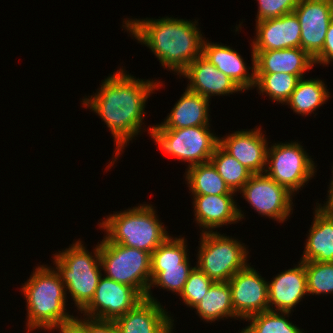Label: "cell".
I'll use <instances>...</instances> for the list:
<instances>
[{
    "label": "cell",
    "mask_w": 333,
    "mask_h": 333,
    "mask_svg": "<svg viewBox=\"0 0 333 333\" xmlns=\"http://www.w3.org/2000/svg\"><path fill=\"white\" fill-rule=\"evenodd\" d=\"M136 79L120 68L103 80L97 94L83 99V105L103 119L116 143L115 156L141 131L145 103L161 82ZM126 145V146H125Z\"/></svg>",
    "instance_id": "cell-1"
},
{
    "label": "cell",
    "mask_w": 333,
    "mask_h": 333,
    "mask_svg": "<svg viewBox=\"0 0 333 333\" xmlns=\"http://www.w3.org/2000/svg\"><path fill=\"white\" fill-rule=\"evenodd\" d=\"M122 25L156 55L162 66L180 75L202 55L203 36L198 21L172 17L129 19ZM197 23V24H196Z\"/></svg>",
    "instance_id": "cell-2"
},
{
    "label": "cell",
    "mask_w": 333,
    "mask_h": 333,
    "mask_svg": "<svg viewBox=\"0 0 333 333\" xmlns=\"http://www.w3.org/2000/svg\"><path fill=\"white\" fill-rule=\"evenodd\" d=\"M21 289L27 303L28 332L37 328L46 331L75 318L65 311L67 292L56 269L37 266Z\"/></svg>",
    "instance_id": "cell-3"
},
{
    "label": "cell",
    "mask_w": 333,
    "mask_h": 333,
    "mask_svg": "<svg viewBox=\"0 0 333 333\" xmlns=\"http://www.w3.org/2000/svg\"><path fill=\"white\" fill-rule=\"evenodd\" d=\"M154 208L152 205L140 204L108 215L99 226L106 230L105 238L109 242L152 254L169 237Z\"/></svg>",
    "instance_id": "cell-4"
},
{
    "label": "cell",
    "mask_w": 333,
    "mask_h": 333,
    "mask_svg": "<svg viewBox=\"0 0 333 333\" xmlns=\"http://www.w3.org/2000/svg\"><path fill=\"white\" fill-rule=\"evenodd\" d=\"M80 240L71 244L66 250L54 254V264L66 291L81 311L93 298L102 275L100 269V244L94 248V256L85 250Z\"/></svg>",
    "instance_id": "cell-5"
},
{
    "label": "cell",
    "mask_w": 333,
    "mask_h": 333,
    "mask_svg": "<svg viewBox=\"0 0 333 333\" xmlns=\"http://www.w3.org/2000/svg\"><path fill=\"white\" fill-rule=\"evenodd\" d=\"M100 263L106 277L135 288L144 298L151 284V254L137 248L100 241Z\"/></svg>",
    "instance_id": "cell-6"
},
{
    "label": "cell",
    "mask_w": 333,
    "mask_h": 333,
    "mask_svg": "<svg viewBox=\"0 0 333 333\" xmlns=\"http://www.w3.org/2000/svg\"><path fill=\"white\" fill-rule=\"evenodd\" d=\"M197 267L214 282H227L246 268L247 247L219 232L201 233Z\"/></svg>",
    "instance_id": "cell-7"
},
{
    "label": "cell",
    "mask_w": 333,
    "mask_h": 333,
    "mask_svg": "<svg viewBox=\"0 0 333 333\" xmlns=\"http://www.w3.org/2000/svg\"><path fill=\"white\" fill-rule=\"evenodd\" d=\"M210 126H194L178 129H148L157 146L170 156L189 162L188 168L209 162L219 137L210 131Z\"/></svg>",
    "instance_id": "cell-8"
},
{
    "label": "cell",
    "mask_w": 333,
    "mask_h": 333,
    "mask_svg": "<svg viewBox=\"0 0 333 333\" xmlns=\"http://www.w3.org/2000/svg\"><path fill=\"white\" fill-rule=\"evenodd\" d=\"M315 167L300 143H275L268 147L264 173L294 195L314 176Z\"/></svg>",
    "instance_id": "cell-9"
},
{
    "label": "cell",
    "mask_w": 333,
    "mask_h": 333,
    "mask_svg": "<svg viewBox=\"0 0 333 333\" xmlns=\"http://www.w3.org/2000/svg\"><path fill=\"white\" fill-rule=\"evenodd\" d=\"M260 215L268 216L279 223L290 217L292 195L287 188L278 184L265 173L253 174L241 188L240 194Z\"/></svg>",
    "instance_id": "cell-10"
},
{
    "label": "cell",
    "mask_w": 333,
    "mask_h": 333,
    "mask_svg": "<svg viewBox=\"0 0 333 333\" xmlns=\"http://www.w3.org/2000/svg\"><path fill=\"white\" fill-rule=\"evenodd\" d=\"M143 299L144 297L135 288L101 276L92 300L81 313L94 319L115 320Z\"/></svg>",
    "instance_id": "cell-11"
},
{
    "label": "cell",
    "mask_w": 333,
    "mask_h": 333,
    "mask_svg": "<svg viewBox=\"0 0 333 333\" xmlns=\"http://www.w3.org/2000/svg\"><path fill=\"white\" fill-rule=\"evenodd\" d=\"M232 305L237 319H244L269 310L268 283L248 265L229 281Z\"/></svg>",
    "instance_id": "cell-12"
},
{
    "label": "cell",
    "mask_w": 333,
    "mask_h": 333,
    "mask_svg": "<svg viewBox=\"0 0 333 333\" xmlns=\"http://www.w3.org/2000/svg\"><path fill=\"white\" fill-rule=\"evenodd\" d=\"M293 12L301 27V48L314 59L322 51L333 20V0H301Z\"/></svg>",
    "instance_id": "cell-13"
},
{
    "label": "cell",
    "mask_w": 333,
    "mask_h": 333,
    "mask_svg": "<svg viewBox=\"0 0 333 333\" xmlns=\"http://www.w3.org/2000/svg\"><path fill=\"white\" fill-rule=\"evenodd\" d=\"M255 39L252 42V66H254L253 51L280 50L301 47V27L294 12L278 18L256 22Z\"/></svg>",
    "instance_id": "cell-14"
},
{
    "label": "cell",
    "mask_w": 333,
    "mask_h": 333,
    "mask_svg": "<svg viewBox=\"0 0 333 333\" xmlns=\"http://www.w3.org/2000/svg\"><path fill=\"white\" fill-rule=\"evenodd\" d=\"M261 128L236 131L219 138V145L253 174L265 172L268 143Z\"/></svg>",
    "instance_id": "cell-15"
},
{
    "label": "cell",
    "mask_w": 333,
    "mask_h": 333,
    "mask_svg": "<svg viewBox=\"0 0 333 333\" xmlns=\"http://www.w3.org/2000/svg\"><path fill=\"white\" fill-rule=\"evenodd\" d=\"M190 81L187 89L210 100L215 94L229 95L243 91L233 80L219 71L202 55L196 58L180 74Z\"/></svg>",
    "instance_id": "cell-16"
},
{
    "label": "cell",
    "mask_w": 333,
    "mask_h": 333,
    "mask_svg": "<svg viewBox=\"0 0 333 333\" xmlns=\"http://www.w3.org/2000/svg\"><path fill=\"white\" fill-rule=\"evenodd\" d=\"M235 195H193L195 220L203 228L202 233L213 232L214 228L244 219L237 207Z\"/></svg>",
    "instance_id": "cell-17"
},
{
    "label": "cell",
    "mask_w": 333,
    "mask_h": 333,
    "mask_svg": "<svg viewBox=\"0 0 333 333\" xmlns=\"http://www.w3.org/2000/svg\"><path fill=\"white\" fill-rule=\"evenodd\" d=\"M267 283L269 310L291 312L308 294L304 261H300L297 267L281 272Z\"/></svg>",
    "instance_id": "cell-18"
},
{
    "label": "cell",
    "mask_w": 333,
    "mask_h": 333,
    "mask_svg": "<svg viewBox=\"0 0 333 333\" xmlns=\"http://www.w3.org/2000/svg\"><path fill=\"white\" fill-rule=\"evenodd\" d=\"M253 54L254 74L287 73L303 78V72L315 64L314 59L301 47L253 51Z\"/></svg>",
    "instance_id": "cell-19"
},
{
    "label": "cell",
    "mask_w": 333,
    "mask_h": 333,
    "mask_svg": "<svg viewBox=\"0 0 333 333\" xmlns=\"http://www.w3.org/2000/svg\"><path fill=\"white\" fill-rule=\"evenodd\" d=\"M202 56L223 74L229 76L243 92L255 86L254 66L251 75L240 54L229 46L203 41ZM247 67V68H246ZM248 73V74H247Z\"/></svg>",
    "instance_id": "cell-20"
},
{
    "label": "cell",
    "mask_w": 333,
    "mask_h": 333,
    "mask_svg": "<svg viewBox=\"0 0 333 333\" xmlns=\"http://www.w3.org/2000/svg\"><path fill=\"white\" fill-rule=\"evenodd\" d=\"M160 302L144 298L114 320L119 333H157L172 317Z\"/></svg>",
    "instance_id": "cell-21"
},
{
    "label": "cell",
    "mask_w": 333,
    "mask_h": 333,
    "mask_svg": "<svg viewBox=\"0 0 333 333\" xmlns=\"http://www.w3.org/2000/svg\"><path fill=\"white\" fill-rule=\"evenodd\" d=\"M183 93L164 122L155 125L157 129L209 126V99L187 88Z\"/></svg>",
    "instance_id": "cell-22"
},
{
    "label": "cell",
    "mask_w": 333,
    "mask_h": 333,
    "mask_svg": "<svg viewBox=\"0 0 333 333\" xmlns=\"http://www.w3.org/2000/svg\"><path fill=\"white\" fill-rule=\"evenodd\" d=\"M314 216L300 261L333 262V213L317 206Z\"/></svg>",
    "instance_id": "cell-23"
},
{
    "label": "cell",
    "mask_w": 333,
    "mask_h": 333,
    "mask_svg": "<svg viewBox=\"0 0 333 333\" xmlns=\"http://www.w3.org/2000/svg\"><path fill=\"white\" fill-rule=\"evenodd\" d=\"M199 317L211 322L228 318H236L229 282H214L205 296L194 307Z\"/></svg>",
    "instance_id": "cell-24"
},
{
    "label": "cell",
    "mask_w": 333,
    "mask_h": 333,
    "mask_svg": "<svg viewBox=\"0 0 333 333\" xmlns=\"http://www.w3.org/2000/svg\"><path fill=\"white\" fill-rule=\"evenodd\" d=\"M192 195H234L223 178L209 162L187 168L185 173Z\"/></svg>",
    "instance_id": "cell-25"
},
{
    "label": "cell",
    "mask_w": 333,
    "mask_h": 333,
    "mask_svg": "<svg viewBox=\"0 0 333 333\" xmlns=\"http://www.w3.org/2000/svg\"><path fill=\"white\" fill-rule=\"evenodd\" d=\"M330 95L321 79L305 80L303 77L299 79L286 105H290L297 114L310 115L324 104Z\"/></svg>",
    "instance_id": "cell-26"
},
{
    "label": "cell",
    "mask_w": 333,
    "mask_h": 333,
    "mask_svg": "<svg viewBox=\"0 0 333 333\" xmlns=\"http://www.w3.org/2000/svg\"><path fill=\"white\" fill-rule=\"evenodd\" d=\"M210 162L230 190L235 193L239 192L253 175L252 172L229 155L220 145L216 147Z\"/></svg>",
    "instance_id": "cell-27"
},
{
    "label": "cell",
    "mask_w": 333,
    "mask_h": 333,
    "mask_svg": "<svg viewBox=\"0 0 333 333\" xmlns=\"http://www.w3.org/2000/svg\"><path fill=\"white\" fill-rule=\"evenodd\" d=\"M255 87L259 93L268 95L271 100L285 104L296 88L299 77L287 73L254 74Z\"/></svg>",
    "instance_id": "cell-28"
},
{
    "label": "cell",
    "mask_w": 333,
    "mask_h": 333,
    "mask_svg": "<svg viewBox=\"0 0 333 333\" xmlns=\"http://www.w3.org/2000/svg\"><path fill=\"white\" fill-rule=\"evenodd\" d=\"M291 312H282L267 310L253 315L246 320L250 325L243 328L240 333H304L299 327L292 324L286 317Z\"/></svg>",
    "instance_id": "cell-29"
},
{
    "label": "cell",
    "mask_w": 333,
    "mask_h": 333,
    "mask_svg": "<svg viewBox=\"0 0 333 333\" xmlns=\"http://www.w3.org/2000/svg\"><path fill=\"white\" fill-rule=\"evenodd\" d=\"M183 237L169 236L151 254V281L162 271V266L179 265L188 257L187 242Z\"/></svg>",
    "instance_id": "cell-30"
},
{
    "label": "cell",
    "mask_w": 333,
    "mask_h": 333,
    "mask_svg": "<svg viewBox=\"0 0 333 333\" xmlns=\"http://www.w3.org/2000/svg\"><path fill=\"white\" fill-rule=\"evenodd\" d=\"M189 256L179 265L162 266V271L151 281L150 289L146 298L157 301L151 291L152 286H159L164 290L172 291L180 295L184 289V285L194 267H190Z\"/></svg>",
    "instance_id": "cell-31"
},
{
    "label": "cell",
    "mask_w": 333,
    "mask_h": 333,
    "mask_svg": "<svg viewBox=\"0 0 333 333\" xmlns=\"http://www.w3.org/2000/svg\"><path fill=\"white\" fill-rule=\"evenodd\" d=\"M308 294H333V262H304Z\"/></svg>",
    "instance_id": "cell-32"
},
{
    "label": "cell",
    "mask_w": 333,
    "mask_h": 333,
    "mask_svg": "<svg viewBox=\"0 0 333 333\" xmlns=\"http://www.w3.org/2000/svg\"><path fill=\"white\" fill-rule=\"evenodd\" d=\"M214 281L197 266L191 271L180 297L183 302L193 308L202 300Z\"/></svg>",
    "instance_id": "cell-33"
},
{
    "label": "cell",
    "mask_w": 333,
    "mask_h": 333,
    "mask_svg": "<svg viewBox=\"0 0 333 333\" xmlns=\"http://www.w3.org/2000/svg\"><path fill=\"white\" fill-rule=\"evenodd\" d=\"M258 12L257 21L278 18L285 14L292 13L301 0H257Z\"/></svg>",
    "instance_id": "cell-34"
},
{
    "label": "cell",
    "mask_w": 333,
    "mask_h": 333,
    "mask_svg": "<svg viewBox=\"0 0 333 333\" xmlns=\"http://www.w3.org/2000/svg\"><path fill=\"white\" fill-rule=\"evenodd\" d=\"M87 330V333H119L114 320H101L86 317L78 319L75 317Z\"/></svg>",
    "instance_id": "cell-35"
},
{
    "label": "cell",
    "mask_w": 333,
    "mask_h": 333,
    "mask_svg": "<svg viewBox=\"0 0 333 333\" xmlns=\"http://www.w3.org/2000/svg\"><path fill=\"white\" fill-rule=\"evenodd\" d=\"M330 61H333V20L328 26L322 51L314 58L315 64H324V66Z\"/></svg>",
    "instance_id": "cell-36"
},
{
    "label": "cell",
    "mask_w": 333,
    "mask_h": 333,
    "mask_svg": "<svg viewBox=\"0 0 333 333\" xmlns=\"http://www.w3.org/2000/svg\"><path fill=\"white\" fill-rule=\"evenodd\" d=\"M55 329H58L60 333H87L86 328L76 318L70 322L51 327L49 330Z\"/></svg>",
    "instance_id": "cell-37"
},
{
    "label": "cell",
    "mask_w": 333,
    "mask_h": 333,
    "mask_svg": "<svg viewBox=\"0 0 333 333\" xmlns=\"http://www.w3.org/2000/svg\"><path fill=\"white\" fill-rule=\"evenodd\" d=\"M332 173H333V170H332ZM327 197H328V200H327V202H325L324 206H321V204H319L318 206L321 209L325 210V211L332 212L333 211V178H332V180L330 182V186H329V191H328V196Z\"/></svg>",
    "instance_id": "cell-38"
},
{
    "label": "cell",
    "mask_w": 333,
    "mask_h": 333,
    "mask_svg": "<svg viewBox=\"0 0 333 333\" xmlns=\"http://www.w3.org/2000/svg\"><path fill=\"white\" fill-rule=\"evenodd\" d=\"M173 321L174 319L171 318L157 333H173Z\"/></svg>",
    "instance_id": "cell-39"
}]
</instances>
